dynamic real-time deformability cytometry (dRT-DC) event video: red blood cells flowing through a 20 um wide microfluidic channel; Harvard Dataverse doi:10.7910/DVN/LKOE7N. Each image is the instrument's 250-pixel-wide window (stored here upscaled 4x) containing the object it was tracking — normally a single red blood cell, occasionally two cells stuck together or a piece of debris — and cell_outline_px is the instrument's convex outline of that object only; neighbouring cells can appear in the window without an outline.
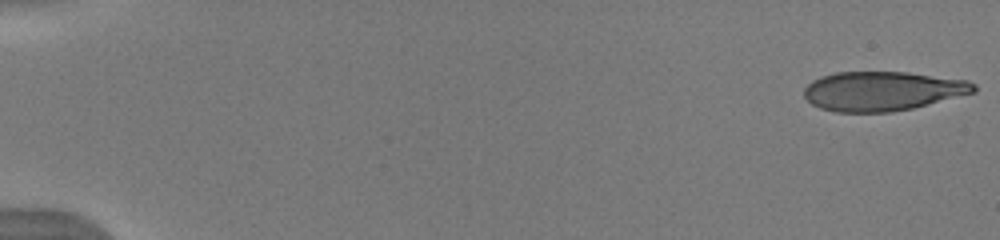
{"species": "human", "species_latin": "Homo sapiens", "temperature_condition": "warm", "stored_images_in_passage": 45, "camera_frame_rate_fps": 3000, "um_per_image_px": 0.085, "donor": {"sex": "male"}, "frame": {"image": 1, "passage_image": 1, "time_ms": 0.0, "image_size_px": [1000, 240], "cell_outline_px": [[976, 92], [912, 108], [888, 112], [836, 112], [820, 108], [812, 104], [804, 96], [804, 88], [812, 80], [820, 76], [836, 72], [908, 72], [968, 80], [976, 84]], "centroid_in_image_um": [75.0, 7.73], "position_along_channel_um": 10.0, "area_um2": 38.96}}
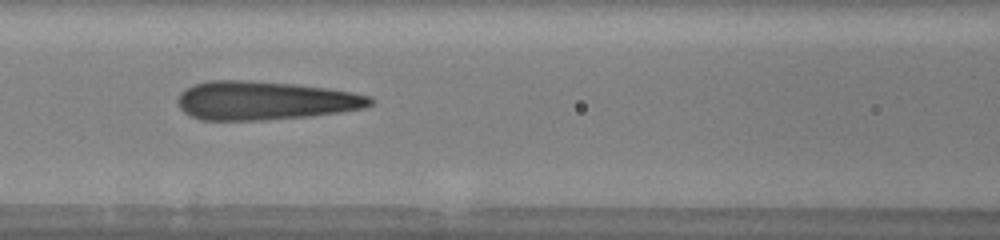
{"frame": {"image": 2, "passage_image": 22, "time_ms": 7.0, "image_size_px": [1000, 240], "cell_outline_px": [[376, 100], [372, 104], [364, 108], [340, 112], [312, 116], [264, 120], [200, 120], [188, 116], [176, 104], [176, 100], [180, 92], [184, 88], [192, 84], [208, 80], [248, 80], [296, 84], [328, 88], [352, 92], [372, 96]], "centroid_in_image_um": [22.48, 8.54], "position_along_channel_um": 144.1, "area_um2": 44.1}}
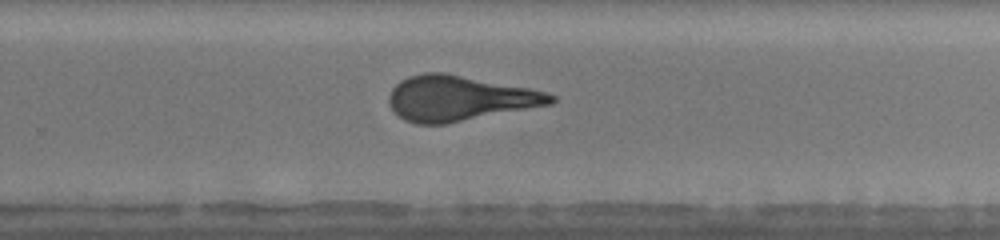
{"frame": {"image": 3, "passage_image": 31, "time_ms": 10.0, "image_size_px": [1000, 240], "cell_outline_px": [[556, 100], [552, 104], [444, 124], [416, 124], [404, 120], [388, 104], [388, 96], [392, 88], [400, 80], [408, 76], [424, 72], [440, 72], [528, 88], [544, 92], [556, 96]], "centroid_in_image_um": [39.0, 8.36], "position_along_channel_um": 290.8, "area_um2": 42.19}, "authors_computed_cell_mechanics": {"area_um2": 42.0784, "velocity_mm_per_s": 4.054, "shape_relaxation_time_tau1_ms": 6.3031, "shape_relaxation_time_tau2_ms": 0.8373, "deformation_change_tau1": 0.2626, "deformation_change_tau2": 0.08}}